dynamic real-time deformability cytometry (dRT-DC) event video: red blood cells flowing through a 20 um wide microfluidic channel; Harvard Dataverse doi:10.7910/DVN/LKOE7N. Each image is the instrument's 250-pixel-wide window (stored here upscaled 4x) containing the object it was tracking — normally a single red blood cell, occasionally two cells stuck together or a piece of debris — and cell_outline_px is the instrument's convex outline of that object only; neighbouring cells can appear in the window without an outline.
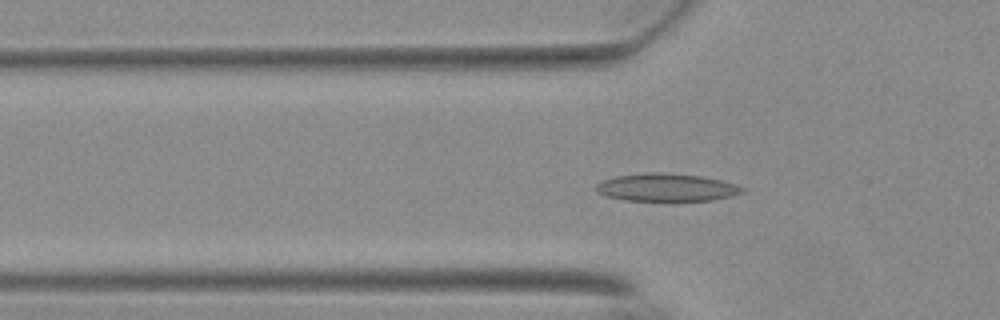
{"species": "Egyptian fruit bat (a non-hibernating species)", "species_latin": "Rousettus aegyptiacus", "temperature_condition": "warm", "stored_images_in_passage": 40, "segment_of_instrument_passage": [1, 2], "camera_frame_rate_fps": 3000, "um_per_image_px": 0.085, "animal": {"sex": "female"}, "frame": {"image": 1, "passage_image": 2, "time_ms": 0.333, "image_size_px": [1000, 320], "cell_outline_px": [[744, 192], [732, 196], [712, 200], [624, 200], [608, 196], [596, 192], [596, 184], [604, 180], [616, 176], [644, 172], [664, 172], [704, 176], [736, 184], [744, 188]], "centroid_in_image_um": [56.67, 15.91], "position_along_channel_um": 69.1, "area_um2": 23.64}}
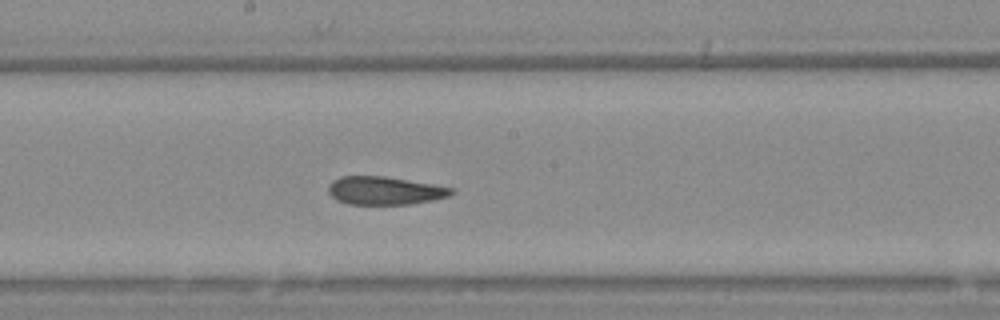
{"frame": {"image": 2, "passage_image": 14, "time_ms": 4.333, "image_size_px": [1000, 320], "cell_outline_px": [[452, 192], [448, 196], [432, 200], [412, 204], [348, 204], [336, 200], [328, 192], [328, 184], [332, 180], [340, 176], [384, 176], [432, 184], [452, 188]], "centroid_in_image_um": [32.63, 16.2], "position_along_channel_um": 215.6, "area_um2": 20.06}}
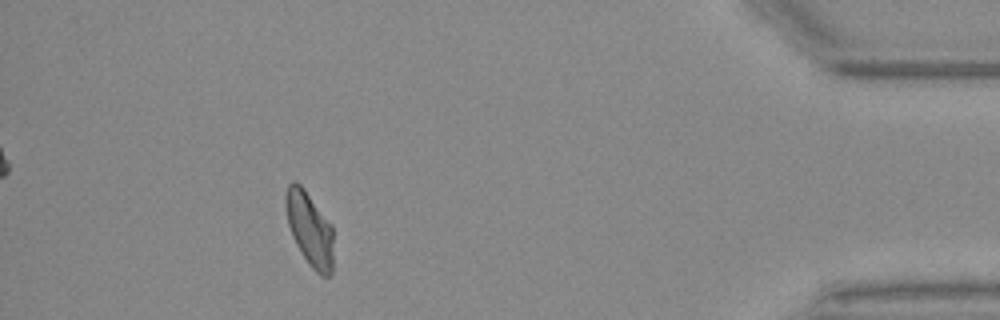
{"frame": {"image": 3, "passage_image": 34, "time_ms": 11.0, "image_size_px": [1000, 320], "cell_outline_px": [[332, 272], [328, 276], [320, 276], [308, 264], [296, 244], [292, 236], [288, 224], [284, 204], [284, 196], [288, 184], [292, 180], [296, 180], [304, 188], [332, 224]], "centroid_in_image_um": [26.29, 19.42], "position_along_channel_um": 408.9, "area_um2": 20.81}}